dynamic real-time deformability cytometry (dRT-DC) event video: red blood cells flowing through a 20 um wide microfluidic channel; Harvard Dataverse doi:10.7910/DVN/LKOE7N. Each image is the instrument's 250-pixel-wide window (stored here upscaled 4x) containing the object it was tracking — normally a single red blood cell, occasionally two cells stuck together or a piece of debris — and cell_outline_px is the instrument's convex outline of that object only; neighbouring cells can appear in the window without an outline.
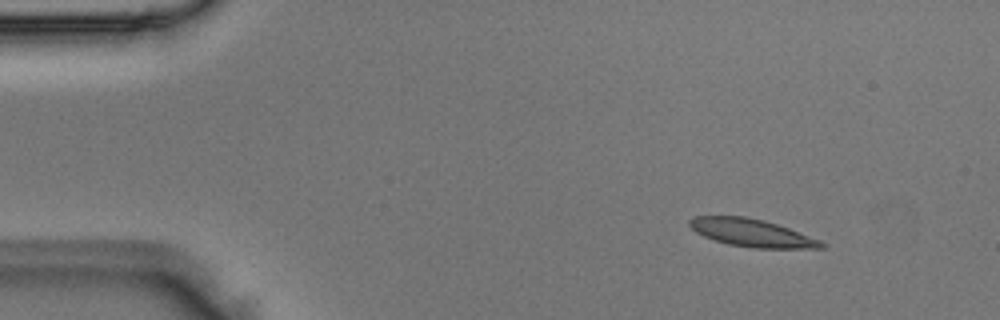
{"species": "Egyptian fruit bat (a non-hibernating species)", "species_latin": "Rousettus aegyptiacus", "temperature_condition": "room temperature", "stored_images_in_passage": 5, "camera_frame_rate_fps": 3000, "um_per_image_px": 0.085, "animal": {"sex": "male"}, "frame": {"image": 1, "passage_image": 2, "time_ms": 0.333, "image_size_px": [1000, 320], "cell_outline_px": [[828, 244], [824, 248], [752, 248], [728, 244], [704, 236], [696, 232], [688, 224], [688, 220], [696, 216], [744, 216], [764, 220], [788, 228], [820, 240]], "centroid_in_image_um": [63.91, 19.79], "position_along_channel_um": 21.1, "area_um2": 21.15}}
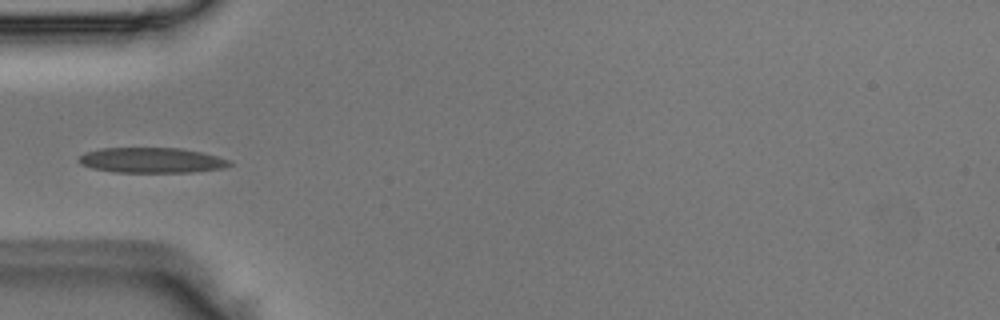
{"frame": {"image": 2, "passage_image": 5, "time_ms": 1.333, "image_size_px": [1000, 320], "cell_outline_px": [[232, 164], [224, 168], [192, 172], [116, 172], [92, 168], [80, 164], [76, 160], [84, 152], [100, 148], [180, 148], [200, 152], [232, 160]], "centroid_in_image_um": [12.87, 13.62], "position_along_channel_um": 72.1, "area_um2": 22.25}}